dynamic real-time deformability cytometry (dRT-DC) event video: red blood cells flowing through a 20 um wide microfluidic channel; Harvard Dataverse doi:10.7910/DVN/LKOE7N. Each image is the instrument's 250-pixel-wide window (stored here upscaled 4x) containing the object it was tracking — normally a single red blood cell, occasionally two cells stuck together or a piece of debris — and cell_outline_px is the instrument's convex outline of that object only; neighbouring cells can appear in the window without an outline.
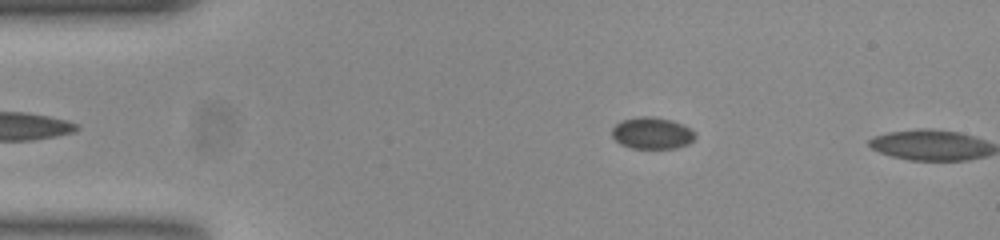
{"species": "common noctule bat (a hibernating species)", "species_latin": "Nyctalus noctula", "temperature_condition": "room temperature", "stored_images_in_passage": 11, "camera_frame_rate_fps": 3000, "um_per_image_px": 0.085, "animal": {"sex": "female", "body_mass_g": 23.0, "forearm_length_mm": 53.4}, "frame": {"image": 1, "passage_image": 10, "time_ms": 3.0, "image_size_px": [1000, 240], "cell_outline_px": [[696, 136], [688, 144], [676, 148], [632, 148], [620, 144], [612, 136], [612, 128], [616, 124], [624, 120], [640, 116], [644, 116], [672, 120], [696, 132]], "centroid_in_image_um": [55.42, 11.33], "position_along_channel_um": 29.6, "area_um2": 15.14}}